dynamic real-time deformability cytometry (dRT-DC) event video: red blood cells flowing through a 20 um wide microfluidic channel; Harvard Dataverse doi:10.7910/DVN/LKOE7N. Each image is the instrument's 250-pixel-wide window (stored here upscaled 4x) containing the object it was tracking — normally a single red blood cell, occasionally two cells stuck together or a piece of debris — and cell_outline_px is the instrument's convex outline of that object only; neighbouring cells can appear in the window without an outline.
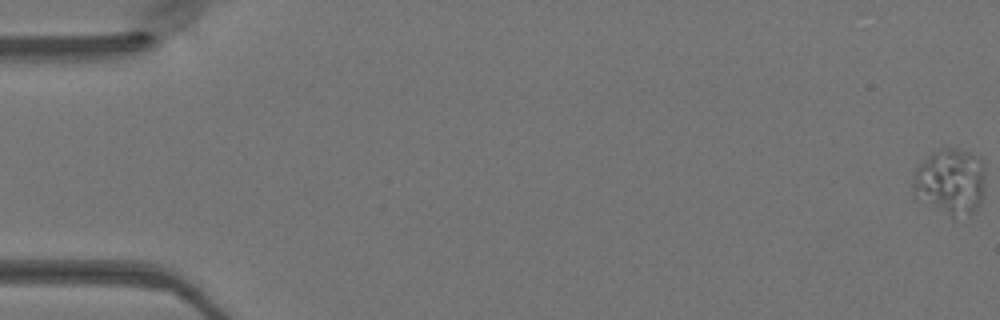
{"species": "Egyptian fruit bat (a non-hibernating species)", "species_latin": "Rousettus aegyptiacus", "temperature_condition": "warm", "stored_images_in_passage": 7, "camera_frame_rate_fps": 3000, "um_per_image_px": 0.085, "animal": {"sex": "female"}, "frame": {"image": 1, "passage_image": 1, "time_ms": 0.0, "image_size_px": [1000, 320], "cell_outline_px": [[984, 192], [980, 204], [976, 212], [968, 216], [952, 216], [916, 196], [912, 192], [912, 180], [916, 168], [940, 144], [956, 148], [968, 152], [976, 156], [984, 164]], "centroid_in_image_um": [80.8, 15.38], "position_along_channel_um": 4.2, "area_um2": 28.15}}